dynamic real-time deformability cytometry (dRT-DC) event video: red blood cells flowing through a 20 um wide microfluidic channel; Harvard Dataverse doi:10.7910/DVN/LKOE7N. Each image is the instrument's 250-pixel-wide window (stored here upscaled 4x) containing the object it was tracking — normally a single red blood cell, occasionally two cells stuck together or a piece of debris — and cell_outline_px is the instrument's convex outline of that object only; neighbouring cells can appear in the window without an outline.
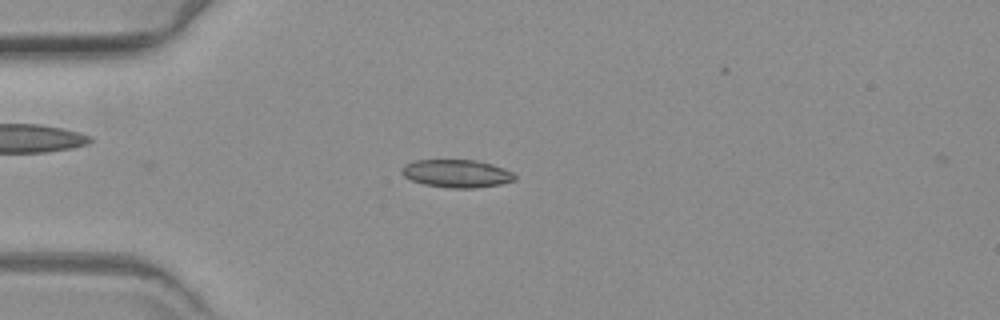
{"species": "common noctule bat (a hibernating species)", "species_latin": "Nyctalus noctula", "temperature_condition": "warm", "stored_images_in_passage": 32, "camera_frame_rate_fps": 3000, "um_per_image_px": 0.085, "animal": {"sex": "female", "body_mass_g": 19.3, "forearm_length_mm": 54.1}, "frame": {"image": 1, "passage_image": 1, "time_ms": 0.0, "image_size_px": [1000, 320], "cell_outline_px": [[516, 180], [500, 184], [476, 188], [448, 188], [424, 184], [412, 180], [404, 176], [400, 172], [400, 168], [404, 164], [416, 160], [476, 160], [492, 164], [504, 168], [512, 172], [516, 176]], "centroid_in_image_um": [38.81, 14.75], "position_along_channel_um": 46.2, "area_um2": 18.5}}
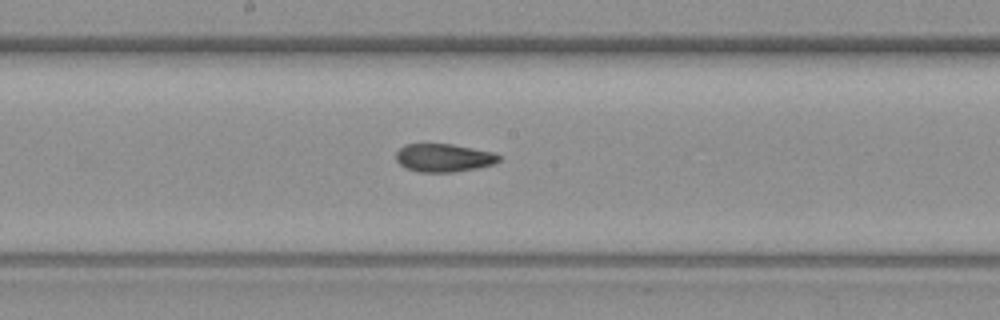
{"frame": {"image": 2, "passage_image": 17, "time_ms": 5.333, "image_size_px": [1000, 320], "cell_outline_px": [[500, 160], [492, 164], [480, 168], [456, 172], [420, 172], [404, 168], [396, 160], [396, 152], [404, 144], [452, 144], [496, 152], [500, 156]], "centroid_in_image_um": [37.73, 13.42], "position_along_channel_um": 210.5, "area_um2": 17.11}}
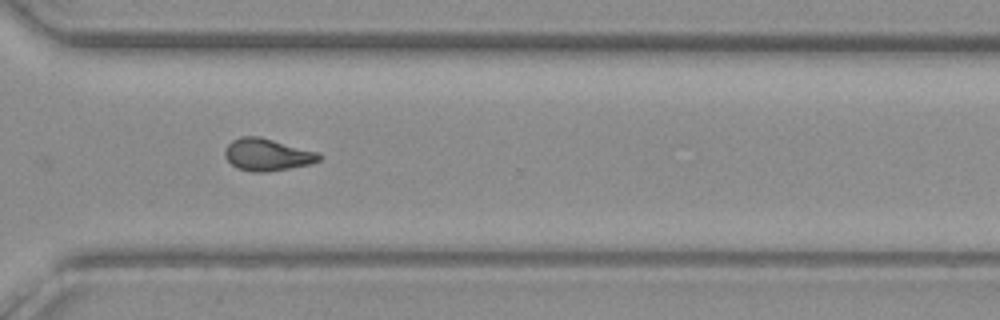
{"frame": {"image": 3, "passage_image": 29, "time_ms": 9.333, "image_size_px": [1000, 320], "cell_outline_px": [[320, 160], [308, 164], [268, 172], [252, 172], [236, 168], [224, 156], [224, 152], [228, 144], [232, 140], [240, 136], [260, 136], [320, 152]], "centroid_in_image_um": [22.7, 13.13], "position_along_channel_um": 347.9, "area_um2": 17.74}}